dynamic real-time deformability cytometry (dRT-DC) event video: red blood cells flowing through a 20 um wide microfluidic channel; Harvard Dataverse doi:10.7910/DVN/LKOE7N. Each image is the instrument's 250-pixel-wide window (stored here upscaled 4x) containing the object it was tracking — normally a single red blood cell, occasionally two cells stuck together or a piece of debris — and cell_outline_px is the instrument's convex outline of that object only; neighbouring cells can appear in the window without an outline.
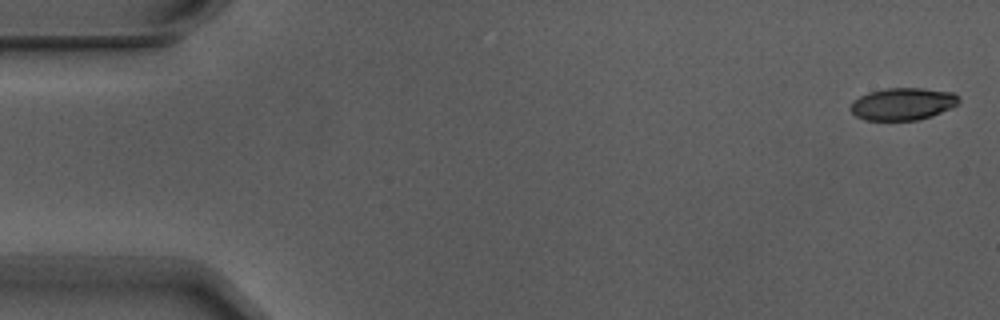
{"species": "Egyptian fruit bat (a non-hibernating species)", "species_latin": "Rousettus aegyptiacus", "temperature_condition": "warm", "stored_images_in_passage": 5, "camera_frame_rate_fps": 3000, "um_per_image_px": 0.085, "animal": {"sex": "male"}, "frame": {"image": 1, "passage_image": 1, "time_ms": 0.0, "image_size_px": [1000, 320], "cell_outline_px": [[960, 100], [956, 104], [932, 116], [916, 120], [864, 120], [856, 116], [852, 112], [852, 100], [868, 92], [888, 88], [924, 88], [952, 92]], "centroid_in_image_um": [76.7, 8.83], "position_along_channel_um": 8.3, "area_um2": 20.11}}